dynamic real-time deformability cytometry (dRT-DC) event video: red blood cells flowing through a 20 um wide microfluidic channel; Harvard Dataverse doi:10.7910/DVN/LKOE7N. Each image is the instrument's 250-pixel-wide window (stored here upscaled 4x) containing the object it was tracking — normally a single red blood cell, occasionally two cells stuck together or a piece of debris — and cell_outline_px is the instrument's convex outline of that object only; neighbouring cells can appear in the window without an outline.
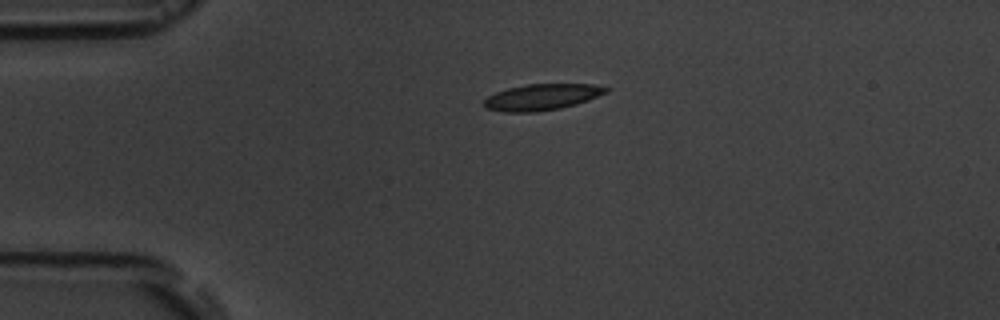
{"species": "common noctule bat (a hibernating species)", "species_latin": "Nyctalus noctula", "temperature_condition": "room temperature", "stored_images_in_passage": 2, "camera_frame_rate_fps": 3000, "um_per_image_px": 0.085, "animal": {"sex": "male", "body_mass_g": 19.5, "forearm_length_mm": 54.6}, "frame": {"image": 1, "passage_image": 1, "time_ms": 0.0, "image_size_px": [1000, 320], "cell_outline_px": [[612, 88], [608, 92], [588, 100], [576, 104], [560, 108], [536, 112], [504, 112], [484, 108], [484, 100], [488, 96], [496, 92], [508, 88], [528, 84], [592, 84]], "centroid_in_image_um": [46.07, 8.25], "position_along_channel_um": 38.9, "area_um2": 18.67}}